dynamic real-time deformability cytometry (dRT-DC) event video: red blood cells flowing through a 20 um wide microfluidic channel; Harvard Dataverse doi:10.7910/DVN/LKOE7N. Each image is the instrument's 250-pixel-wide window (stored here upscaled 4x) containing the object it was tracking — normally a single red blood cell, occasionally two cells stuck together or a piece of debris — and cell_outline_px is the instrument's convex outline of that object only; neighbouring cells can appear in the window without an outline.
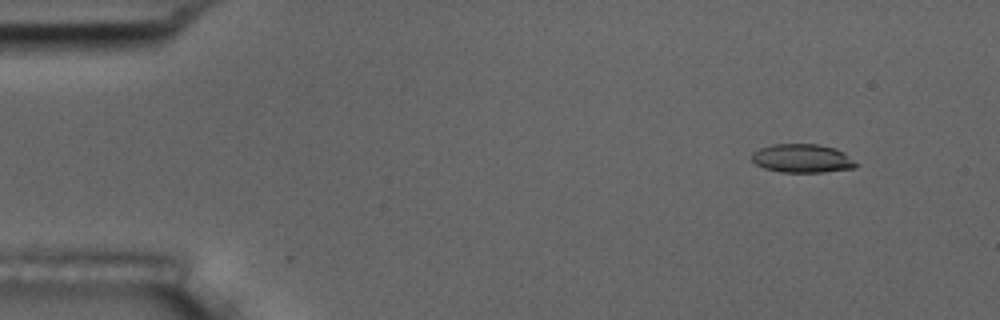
{"species": "common noctule bat (a hibernating species)", "species_latin": "Nyctalus noctula", "temperature_condition": "room temperature", "stored_images_in_passage": 51, "camera_frame_rate_fps": 3000, "um_per_image_px": 0.085, "animal": {"sex": "male", "body_mass_g": 17.5, "forearm_length_mm": 52.3}, "frame": {"image": 1, "passage_image": 1, "time_ms": 0.0, "image_size_px": [1000, 320], "cell_outline_px": [[860, 164], [856, 168], [824, 172], [780, 172], [764, 168], [756, 164], [752, 160], [752, 152], [760, 148], [772, 144], [816, 144], [836, 148], [844, 152]], "centroid_in_image_um": [68.23, 13.46], "position_along_channel_um": 16.8, "area_um2": 17.57}}
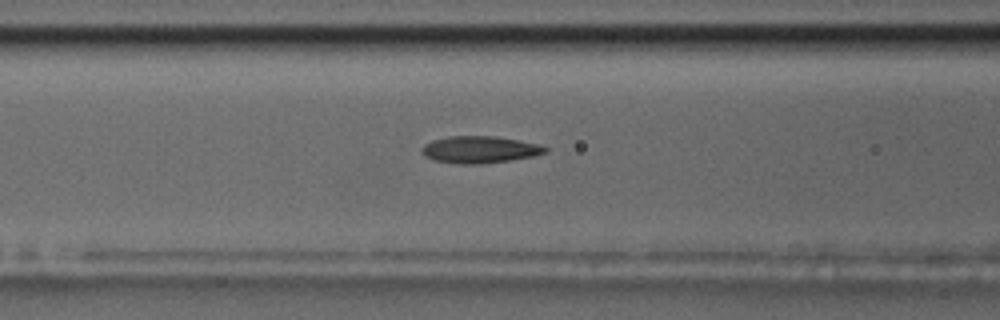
{"frame": {"image": 2, "passage_image": 18, "time_ms": 5.667, "image_size_px": [1000, 320], "cell_outline_px": [[548, 152], [532, 156], [508, 160], [480, 164], [456, 164], [436, 160], [424, 156], [420, 152], [420, 148], [424, 144], [432, 140], [448, 136], [492, 136], [540, 144], [548, 148]], "centroid_in_image_um": [40.73, 12.71], "position_along_channel_um": 125.9, "area_um2": 19.36}}
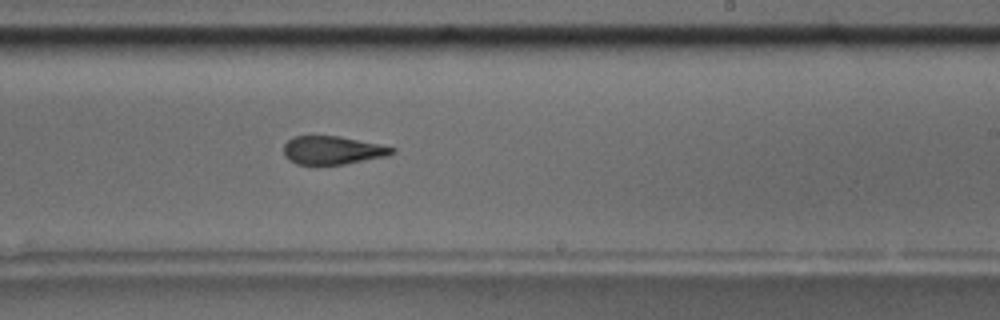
{"frame": {"image": 3, "passage_image": 29, "time_ms": 9.333, "image_size_px": [1000, 320], "cell_outline_px": [[396, 152], [388, 156], [344, 164], [296, 164], [288, 160], [284, 156], [284, 144], [292, 136], [340, 136], [380, 144], [396, 148]], "centroid_in_image_um": [28.28, 12.76], "position_along_channel_um": 260.7, "area_um2": 17.98}, "authors_computed_cell_mechanics": {"area_um2": 18.9006, "velocity_mm_per_s": 3.6953, "shape_relaxation_time_tau1_ms": null, "shape_relaxation_time_tau2_ms": 2.8903, "deformation_change_tau1": null, "deformation_change_tau2": 0.1264}}